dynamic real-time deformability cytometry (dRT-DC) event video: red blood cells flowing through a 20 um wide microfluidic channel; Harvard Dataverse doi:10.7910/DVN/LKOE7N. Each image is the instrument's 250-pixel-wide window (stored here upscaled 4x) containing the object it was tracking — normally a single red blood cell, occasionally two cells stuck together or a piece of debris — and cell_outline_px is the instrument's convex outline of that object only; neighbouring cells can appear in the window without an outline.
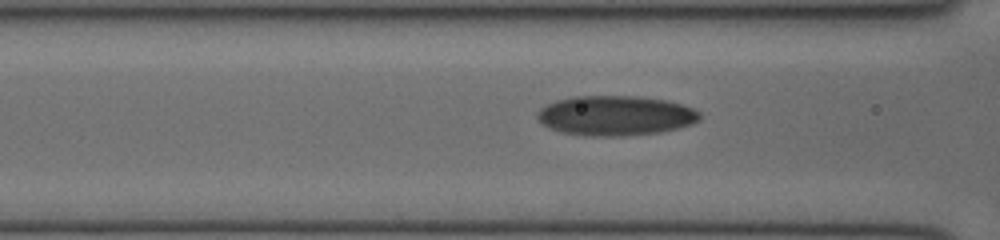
{"species": "human", "species_latin": "Homo sapiens", "temperature_condition": "cold", "stored_images_in_passage": 13, "camera_frame_rate_fps": 3000, "um_per_image_px": 0.085, "donor": {"sex": "female"}, "frame": {"image": 1, "passage_image": 8, "time_ms": 2.333, "image_size_px": [1000, 240], "cell_outline_px": [[700, 120], [692, 124], [660, 132], [624, 136], [584, 136], [560, 132], [548, 128], [536, 116], [536, 112], [540, 108], [556, 100], [572, 96], [636, 96], [668, 100], [684, 104], [700, 112]], "centroid_in_image_um": [52.31, 9.82], "position_along_channel_um": 114.3, "area_um2": 38.03}}
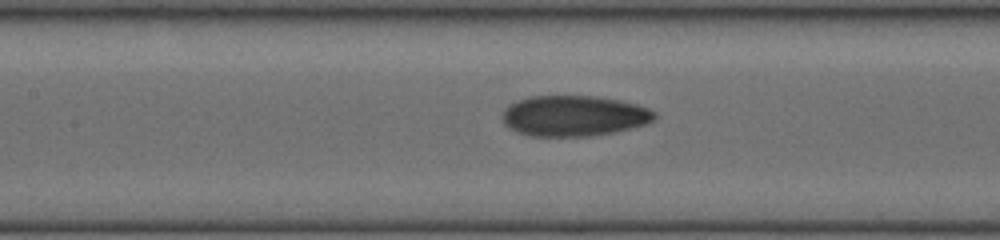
{"frame": {"image": 2, "passage_image": 11, "time_ms": 3.333, "image_size_px": [1000, 240], "cell_outline_px": [[656, 116], [652, 120], [644, 124], [612, 132], [588, 136], [532, 136], [516, 132], [508, 128], [504, 124], [500, 116], [504, 108], [508, 104], [516, 100], [528, 96], [596, 96], [620, 100], [636, 104], [648, 108], [656, 112]], "centroid_in_image_um": [48.7, 9.83], "position_along_channel_um": 158.7, "area_um2": 36.24}}